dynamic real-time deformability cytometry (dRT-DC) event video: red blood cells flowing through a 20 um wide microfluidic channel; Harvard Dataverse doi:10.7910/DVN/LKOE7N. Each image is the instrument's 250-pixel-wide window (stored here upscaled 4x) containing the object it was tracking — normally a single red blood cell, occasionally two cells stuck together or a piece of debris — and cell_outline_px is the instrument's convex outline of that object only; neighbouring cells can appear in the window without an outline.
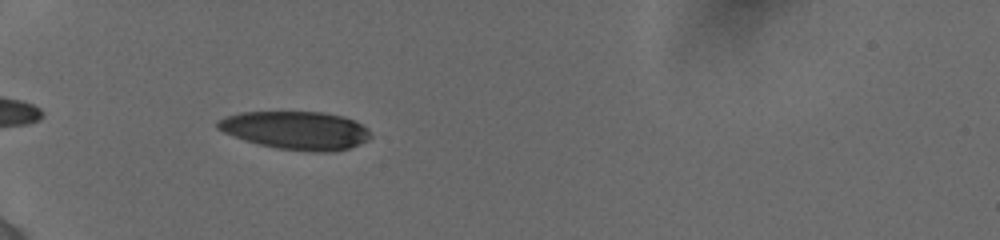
{"species": "human", "species_latin": "Homo sapiens", "temperature_condition": "cold", "stored_images_in_passage": 3, "camera_frame_rate_fps": 3000, "um_per_image_px": 0.085, "donor": {"sex": "female"}, "frame": {"image": 1, "passage_image": 1, "time_ms": 0.0, "image_size_px": [1000, 240], "cell_outline_px": [[372, 136], [368, 140], [360, 144], [348, 148], [332, 152], [316, 152], [276, 148], [244, 140], [224, 132], [216, 128], [216, 120], [224, 116], [240, 112], [324, 112], [344, 116], [356, 120], [368, 128]], "centroid_in_image_um": [25.17, 11.07], "position_along_channel_um": 59.8, "area_um2": 34.33}}
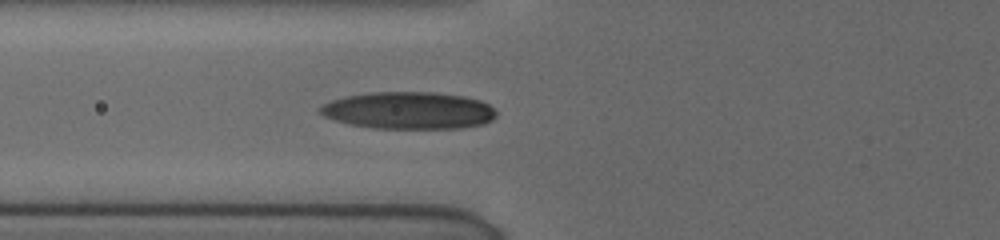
{"frame": {"image": 2, "passage_image": 3, "time_ms": 1.333, "image_size_px": [1000, 240], "cell_outline_px": [[496, 116], [492, 120], [484, 124], [460, 128], [376, 128], [352, 124], [336, 120], [324, 116], [320, 112], [320, 108], [324, 104], [332, 100], [348, 96], [372, 92], [432, 92], [464, 96], [480, 100], [488, 104], [496, 112]], "centroid_in_image_um": [34.79, 9.39], "position_along_channel_um": 91.0, "area_um2": 37.8}}